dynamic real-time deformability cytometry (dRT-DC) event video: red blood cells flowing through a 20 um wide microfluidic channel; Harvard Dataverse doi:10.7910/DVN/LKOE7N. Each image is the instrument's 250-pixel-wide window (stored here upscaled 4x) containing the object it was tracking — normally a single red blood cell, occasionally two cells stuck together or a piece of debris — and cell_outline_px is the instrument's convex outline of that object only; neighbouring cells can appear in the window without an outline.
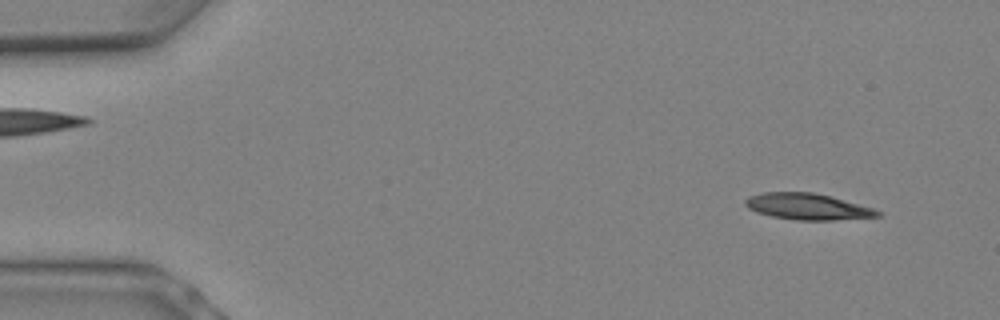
{"species": "Egyptian fruit bat (a non-hibernating species)", "species_latin": "Rousettus aegyptiacus", "temperature_condition": "warm", "stored_images_in_passage": 7, "camera_frame_rate_fps": 3000, "um_per_image_px": 0.085, "animal": {"sex": "female"}, "frame": {"image": 1, "passage_image": 1, "time_ms": 0.0, "image_size_px": [1000, 320], "cell_outline_px": [[880, 216], [832, 220], [796, 220], [772, 216], [756, 212], [748, 208], [744, 204], [744, 200], [748, 196], [764, 192], [812, 192], [832, 196], [872, 208], [880, 212]], "centroid_in_image_um": [68.59, 17.55], "position_along_channel_um": 16.4, "area_um2": 20.17}}
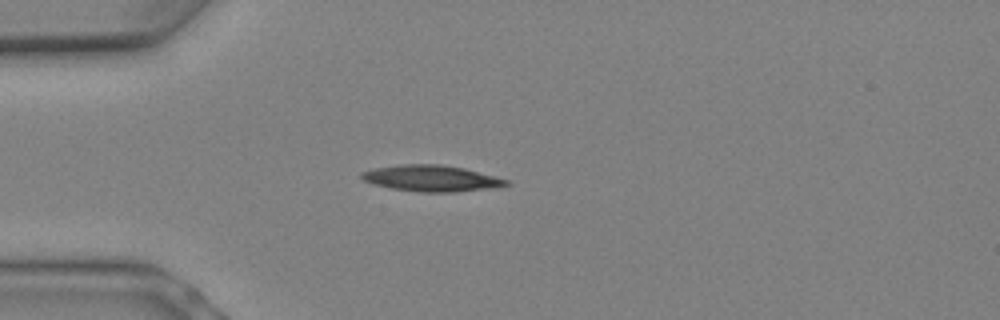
{"frame": {"image": 2, "passage_image": 5, "time_ms": 1.333, "image_size_px": [1000, 320], "cell_outline_px": [[512, 184], [496, 188], [452, 192], [420, 192], [392, 188], [372, 184], [364, 180], [360, 176], [360, 172], [376, 168], [400, 164], [440, 164], [464, 168], [508, 180]], "centroid_in_image_um": [36.68, 15.16], "position_along_channel_um": 48.3, "area_um2": 22.08}}
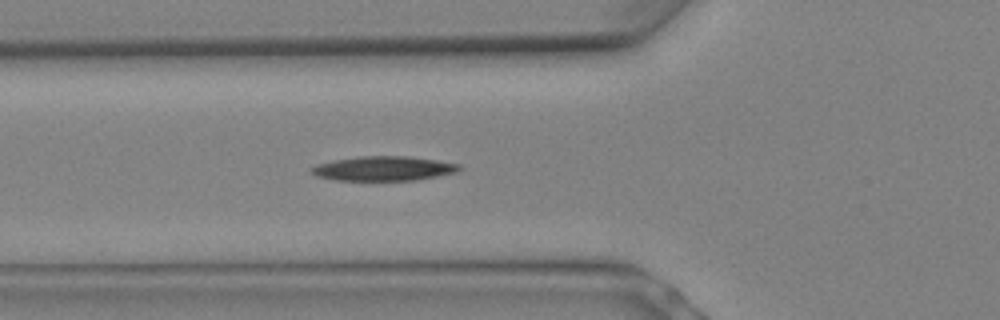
{"frame": {"image": 3, "passage_image": 7, "time_ms": 2.0, "image_size_px": [1000, 320], "cell_outline_px": [[464, 168], [456, 172], [416, 180], [336, 180], [316, 176], [312, 172], [312, 168], [316, 164], [332, 160], [360, 156], [408, 156], [436, 160], [460, 164]], "centroid_in_image_um": [32.62, 14.31], "position_along_channel_um": 93.2, "area_um2": 21.04}}